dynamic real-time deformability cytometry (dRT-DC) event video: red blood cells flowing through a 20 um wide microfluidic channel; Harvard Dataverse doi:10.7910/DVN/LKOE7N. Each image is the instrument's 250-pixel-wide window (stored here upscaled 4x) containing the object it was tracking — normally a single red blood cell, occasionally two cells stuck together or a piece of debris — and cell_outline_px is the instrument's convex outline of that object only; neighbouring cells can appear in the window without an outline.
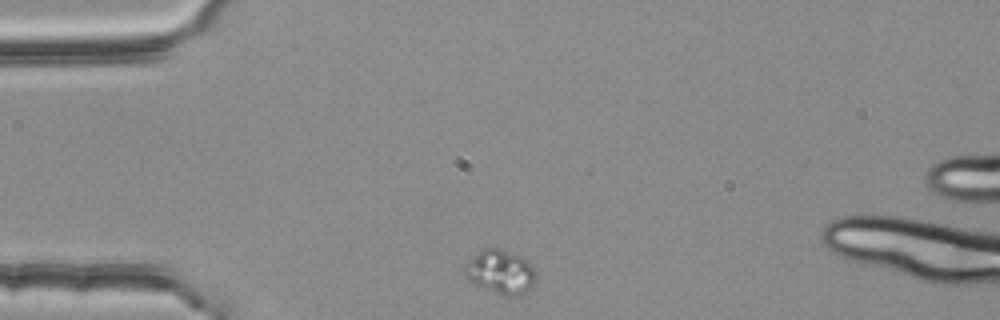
{"species": "common noctule bat (a hibernating species)", "species_latin": "Nyctalus noctula", "temperature_condition": "room temperature", "stored_images_in_passage": 35, "camera_frame_rate_fps": 3000, "um_per_image_px": 0.085, "animal": {"sex": "female", "body_mass_g": 25.1}, "frame": {"image": 1, "passage_image": 1, "time_ms": 0.0, "image_size_px": [1000, 320], "cell_outline_px": [[536, 276], [532, 288], [528, 292], [520, 296], [504, 296], [484, 288], [468, 280], [464, 276], [464, 264], [484, 248], [500, 248], [520, 256], [528, 260], [532, 264], [536, 272]], "centroid_in_image_um": [42.57, 23.13], "position_along_channel_um": 42.4, "area_um2": 18.5}}